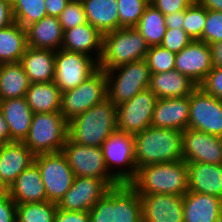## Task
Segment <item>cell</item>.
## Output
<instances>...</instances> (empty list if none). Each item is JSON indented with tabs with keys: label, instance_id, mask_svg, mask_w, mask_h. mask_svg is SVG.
<instances>
[{
	"label": "cell",
	"instance_id": "52",
	"mask_svg": "<svg viewBox=\"0 0 222 222\" xmlns=\"http://www.w3.org/2000/svg\"><path fill=\"white\" fill-rule=\"evenodd\" d=\"M196 2L207 10L222 12V0H196Z\"/></svg>",
	"mask_w": 222,
	"mask_h": 222
},
{
	"label": "cell",
	"instance_id": "55",
	"mask_svg": "<svg viewBox=\"0 0 222 222\" xmlns=\"http://www.w3.org/2000/svg\"><path fill=\"white\" fill-rule=\"evenodd\" d=\"M69 2L83 3L85 0H68Z\"/></svg>",
	"mask_w": 222,
	"mask_h": 222
},
{
	"label": "cell",
	"instance_id": "1",
	"mask_svg": "<svg viewBox=\"0 0 222 222\" xmlns=\"http://www.w3.org/2000/svg\"><path fill=\"white\" fill-rule=\"evenodd\" d=\"M135 162L142 166L183 160L182 131L149 126L134 135Z\"/></svg>",
	"mask_w": 222,
	"mask_h": 222
},
{
	"label": "cell",
	"instance_id": "20",
	"mask_svg": "<svg viewBox=\"0 0 222 222\" xmlns=\"http://www.w3.org/2000/svg\"><path fill=\"white\" fill-rule=\"evenodd\" d=\"M222 212V199L187 191L183 195L184 222H217Z\"/></svg>",
	"mask_w": 222,
	"mask_h": 222
},
{
	"label": "cell",
	"instance_id": "3",
	"mask_svg": "<svg viewBox=\"0 0 222 222\" xmlns=\"http://www.w3.org/2000/svg\"><path fill=\"white\" fill-rule=\"evenodd\" d=\"M130 185L138 195L177 194L188 191V166L184 160L142 166Z\"/></svg>",
	"mask_w": 222,
	"mask_h": 222
},
{
	"label": "cell",
	"instance_id": "9",
	"mask_svg": "<svg viewBox=\"0 0 222 222\" xmlns=\"http://www.w3.org/2000/svg\"><path fill=\"white\" fill-rule=\"evenodd\" d=\"M62 153L75 177L102 178L111 188L120 184L109 173L101 147L85 146L67 138Z\"/></svg>",
	"mask_w": 222,
	"mask_h": 222
},
{
	"label": "cell",
	"instance_id": "39",
	"mask_svg": "<svg viewBox=\"0 0 222 222\" xmlns=\"http://www.w3.org/2000/svg\"><path fill=\"white\" fill-rule=\"evenodd\" d=\"M63 32L78 25L88 23L83 3L69 2L58 16Z\"/></svg>",
	"mask_w": 222,
	"mask_h": 222
},
{
	"label": "cell",
	"instance_id": "53",
	"mask_svg": "<svg viewBox=\"0 0 222 222\" xmlns=\"http://www.w3.org/2000/svg\"><path fill=\"white\" fill-rule=\"evenodd\" d=\"M6 1L8 4H10L11 6L14 5V3L17 1V0H4Z\"/></svg>",
	"mask_w": 222,
	"mask_h": 222
},
{
	"label": "cell",
	"instance_id": "19",
	"mask_svg": "<svg viewBox=\"0 0 222 222\" xmlns=\"http://www.w3.org/2000/svg\"><path fill=\"white\" fill-rule=\"evenodd\" d=\"M189 123V96L158 98L154 107L151 126L183 131Z\"/></svg>",
	"mask_w": 222,
	"mask_h": 222
},
{
	"label": "cell",
	"instance_id": "34",
	"mask_svg": "<svg viewBox=\"0 0 222 222\" xmlns=\"http://www.w3.org/2000/svg\"><path fill=\"white\" fill-rule=\"evenodd\" d=\"M57 209L50 201L17 204L16 222H53Z\"/></svg>",
	"mask_w": 222,
	"mask_h": 222
},
{
	"label": "cell",
	"instance_id": "31",
	"mask_svg": "<svg viewBox=\"0 0 222 222\" xmlns=\"http://www.w3.org/2000/svg\"><path fill=\"white\" fill-rule=\"evenodd\" d=\"M27 47L26 29L17 22L0 29V64L20 62Z\"/></svg>",
	"mask_w": 222,
	"mask_h": 222
},
{
	"label": "cell",
	"instance_id": "32",
	"mask_svg": "<svg viewBox=\"0 0 222 222\" xmlns=\"http://www.w3.org/2000/svg\"><path fill=\"white\" fill-rule=\"evenodd\" d=\"M30 81L20 62L0 64V101L25 97Z\"/></svg>",
	"mask_w": 222,
	"mask_h": 222
},
{
	"label": "cell",
	"instance_id": "43",
	"mask_svg": "<svg viewBox=\"0 0 222 222\" xmlns=\"http://www.w3.org/2000/svg\"><path fill=\"white\" fill-rule=\"evenodd\" d=\"M199 87L205 93L222 100V68L213 67Z\"/></svg>",
	"mask_w": 222,
	"mask_h": 222
},
{
	"label": "cell",
	"instance_id": "42",
	"mask_svg": "<svg viewBox=\"0 0 222 222\" xmlns=\"http://www.w3.org/2000/svg\"><path fill=\"white\" fill-rule=\"evenodd\" d=\"M193 40L185 32L184 29H166L160 46L178 54L184 47L190 44Z\"/></svg>",
	"mask_w": 222,
	"mask_h": 222
},
{
	"label": "cell",
	"instance_id": "50",
	"mask_svg": "<svg viewBox=\"0 0 222 222\" xmlns=\"http://www.w3.org/2000/svg\"><path fill=\"white\" fill-rule=\"evenodd\" d=\"M213 67L222 68V41L210 45Z\"/></svg>",
	"mask_w": 222,
	"mask_h": 222
},
{
	"label": "cell",
	"instance_id": "44",
	"mask_svg": "<svg viewBox=\"0 0 222 222\" xmlns=\"http://www.w3.org/2000/svg\"><path fill=\"white\" fill-rule=\"evenodd\" d=\"M150 4L165 16L178 11H185L192 2L190 0H150Z\"/></svg>",
	"mask_w": 222,
	"mask_h": 222
},
{
	"label": "cell",
	"instance_id": "13",
	"mask_svg": "<svg viewBox=\"0 0 222 222\" xmlns=\"http://www.w3.org/2000/svg\"><path fill=\"white\" fill-rule=\"evenodd\" d=\"M157 96L149 89L117 106V129L132 135L151 126Z\"/></svg>",
	"mask_w": 222,
	"mask_h": 222
},
{
	"label": "cell",
	"instance_id": "10",
	"mask_svg": "<svg viewBox=\"0 0 222 222\" xmlns=\"http://www.w3.org/2000/svg\"><path fill=\"white\" fill-rule=\"evenodd\" d=\"M92 58L62 48L56 51L53 82L62 93L76 88L99 69V62Z\"/></svg>",
	"mask_w": 222,
	"mask_h": 222
},
{
	"label": "cell",
	"instance_id": "8",
	"mask_svg": "<svg viewBox=\"0 0 222 222\" xmlns=\"http://www.w3.org/2000/svg\"><path fill=\"white\" fill-rule=\"evenodd\" d=\"M106 98V76L104 70L99 68L79 86L62 93L60 113L69 122Z\"/></svg>",
	"mask_w": 222,
	"mask_h": 222
},
{
	"label": "cell",
	"instance_id": "16",
	"mask_svg": "<svg viewBox=\"0 0 222 222\" xmlns=\"http://www.w3.org/2000/svg\"><path fill=\"white\" fill-rule=\"evenodd\" d=\"M212 51L210 45L195 40L184 47L175 57V70L187 76L199 86L212 70Z\"/></svg>",
	"mask_w": 222,
	"mask_h": 222
},
{
	"label": "cell",
	"instance_id": "11",
	"mask_svg": "<svg viewBox=\"0 0 222 222\" xmlns=\"http://www.w3.org/2000/svg\"><path fill=\"white\" fill-rule=\"evenodd\" d=\"M34 163L40 171L47 201L58 203L71 188L75 177L66 157L62 151L41 153L35 155Z\"/></svg>",
	"mask_w": 222,
	"mask_h": 222
},
{
	"label": "cell",
	"instance_id": "33",
	"mask_svg": "<svg viewBox=\"0 0 222 222\" xmlns=\"http://www.w3.org/2000/svg\"><path fill=\"white\" fill-rule=\"evenodd\" d=\"M135 29L144 37L149 46L160 45L167 29L165 16L149 4Z\"/></svg>",
	"mask_w": 222,
	"mask_h": 222
},
{
	"label": "cell",
	"instance_id": "17",
	"mask_svg": "<svg viewBox=\"0 0 222 222\" xmlns=\"http://www.w3.org/2000/svg\"><path fill=\"white\" fill-rule=\"evenodd\" d=\"M139 196L142 222H184L183 196L177 194Z\"/></svg>",
	"mask_w": 222,
	"mask_h": 222
},
{
	"label": "cell",
	"instance_id": "45",
	"mask_svg": "<svg viewBox=\"0 0 222 222\" xmlns=\"http://www.w3.org/2000/svg\"><path fill=\"white\" fill-rule=\"evenodd\" d=\"M17 204L11 196L5 192L0 196V222H16Z\"/></svg>",
	"mask_w": 222,
	"mask_h": 222
},
{
	"label": "cell",
	"instance_id": "2",
	"mask_svg": "<svg viewBox=\"0 0 222 222\" xmlns=\"http://www.w3.org/2000/svg\"><path fill=\"white\" fill-rule=\"evenodd\" d=\"M117 106L108 98L68 122V138L85 146L101 147L117 129Z\"/></svg>",
	"mask_w": 222,
	"mask_h": 222
},
{
	"label": "cell",
	"instance_id": "56",
	"mask_svg": "<svg viewBox=\"0 0 222 222\" xmlns=\"http://www.w3.org/2000/svg\"><path fill=\"white\" fill-rule=\"evenodd\" d=\"M217 222H222V212H221L220 218Z\"/></svg>",
	"mask_w": 222,
	"mask_h": 222
},
{
	"label": "cell",
	"instance_id": "30",
	"mask_svg": "<svg viewBox=\"0 0 222 222\" xmlns=\"http://www.w3.org/2000/svg\"><path fill=\"white\" fill-rule=\"evenodd\" d=\"M25 98L33 113L60 112L62 92L53 81L30 83Z\"/></svg>",
	"mask_w": 222,
	"mask_h": 222
},
{
	"label": "cell",
	"instance_id": "49",
	"mask_svg": "<svg viewBox=\"0 0 222 222\" xmlns=\"http://www.w3.org/2000/svg\"><path fill=\"white\" fill-rule=\"evenodd\" d=\"M185 11H178L165 15V24L167 29H183Z\"/></svg>",
	"mask_w": 222,
	"mask_h": 222
},
{
	"label": "cell",
	"instance_id": "14",
	"mask_svg": "<svg viewBox=\"0 0 222 222\" xmlns=\"http://www.w3.org/2000/svg\"><path fill=\"white\" fill-rule=\"evenodd\" d=\"M110 189L102 178L74 177L71 188L59 200L57 208L89 212Z\"/></svg>",
	"mask_w": 222,
	"mask_h": 222
},
{
	"label": "cell",
	"instance_id": "15",
	"mask_svg": "<svg viewBox=\"0 0 222 222\" xmlns=\"http://www.w3.org/2000/svg\"><path fill=\"white\" fill-rule=\"evenodd\" d=\"M183 160L222 164V137L187 128L182 131Z\"/></svg>",
	"mask_w": 222,
	"mask_h": 222
},
{
	"label": "cell",
	"instance_id": "48",
	"mask_svg": "<svg viewBox=\"0 0 222 222\" xmlns=\"http://www.w3.org/2000/svg\"><path fill=\"white\" fill-rule=\"evenodd\" d=\"M69 3L68 0H45L47 16L58 17Z\"/></svg>",
	"mask_w": 222,
	"mask_h": 222
},
{
	"label": "cell",
	"instance_id": "36",
	"mask_svg": "<svg viewBox=\"0 0 222 222\" xmlns=\"http://www.w3.org/2000/svg\"><path fill=\"white\" fill-rule=\"evenodd\" d=\"M119 28H135L150 0H117Z\"/></svg>",
	"mask_w": 222,
	"mask_h": 222
},
{
	"label": "cell",
	"instance_id": "57",
	"mask_svg": "<svg viewBox=\"0 0 222 222\" xmlns=\"http://www.w3.org/2000/svg\"><path fill=\"white\" fill-rule=\"evenodd\" d=\"M3 144L4 143L0 141V151H1V148H2Z\"/></svg>",
	"mask_w": 222,
	"mask_h": 222
},
{
	"label": "cell",
	"instance_id": "6",
	"mask_svg": "<svg viewBox=\"0 0 222 222\" xmlns=\"http://www.w3.org/2000/svg\"><path fill=\"white\" fill-rule=\"evenodd\" d=\"M68 138V121L60 112L34 113L23 143L35 154L62 151Z\"/></svg>",
	"mask_w": 222,
	"mask_h": 222
},
{
	"label": "cell",
	"instance_id": "5",
	"mask_svg": "<svg viewBox=\"0 0 222 222\" xmlns=\"http://www.w3.org/2000/svg\"><path fill=\"white\" fill-rule=\"evenodd\" d=\"M103 70L107 81V98L116 106L149 87L151 70L145 59Z\"/></svg>",
	"mask_w": 222,
	"mask_h": 222
},
{
	"label": "cell",
	"instance_id": "40",
	"mask_svg": "<svg viewBox=\"0 0 222 222\" xmlns=\"http://www.w3.org/2000/svg\"><path fill=\"white\" fill-rule=\"evenodd\" d=\"M201 41L208 45L222 41V12L207 10Z\"/></svg>",
	"mask_w": 222,
	"mask_h": 222
},
{
	"label": "cell",
	"instance_id": "23",
	"mask_svg": "<svg viewBox=\"0 0 222 222\" xmlns=\"http://www.w3.org/2000/svg\"><path fill=\"white\" fill-rule=\"evenodd\" d=\"M0 108L9 128L10 142H23L29 133L34 114L26 98H10L0 101Z\"/></svg>",
	"mask_w": 222,
	"mask_h": 222
},
{
	"label": "cell",
	"instance_id": "51",
	"mask_svg": "<svg viewBox=\"0 0 222 222\" xmlns=\"http://www.w3.org/2000/svg\"><path fill=\"white\" fill-rule=\"evenodd\" d=\"M0 141L3 143H10L9 128L1 108H0Z\"/></svg>",
	"mask_w": 222,
	"mask_h": 222
},
{
	"label": "cell",
	"instance_id": "22",
	"mask_svg": "<svg viewBox=\"0 0 222 222\" xmlns=\"http://www.w3.org/2000/svg\"><path fill=\"white\" fill-rule=\"evenodd\" d=\"M6 192L16 204L47 201L45 186L35 163L20 173Z\"/></svg>",
	"mask_w": 222,
	"mask_h": 222
},
{
	"label": "cell",
	"instance_id": "28",
	"mask_svg": "<svg viewBox=\"0 0 222 222\" xmlns=\"http://www.w3.org/2000/svg\"><path fill=\"white\" fill-rule=\"evenodd\" d=\"M113 222H142L141 199L130 184L113 187Z\"/></svg>",
	"mask_w": 222,
	"mask_h": 222
},
{
	"label": "cell",
	"instance_id": "18",
	"mask_svg": "<svg viewBox=\"0 0 222 222\" xmlns=\"http://www.w3.org/2000/svg\"><path fill=\"white\" fill-rule=\"evenodd\" d=\"M35 154L23 143H4L0 151V184L7 191L15 179L34 163Z\"/></svg>",
	"mask_w": 222,
	"mask_h": 222
},
{
	"label": "cell",
	"instance_id": "12",
	"mask_svg": "<svg viewBox=\"0 0 222 222\" xmlns=\"http://www.w3.org/2000/svg\"><path fill=\"white\" fill-rule=\"evenodd\" d=\"M188 128L222 137V100L198 86L189 96Z\"/></svg>",
	"mask_w": 222,
	"mask_h": 222
},
{
	"label": "cell",
	"instance_id": "37",
	"mask_svg": "<svg viewBox=\"0 0 222 222\" xmlns=\"http://www.w3.org/2000/svg\"><path fill=\"white\" fill-rule=\"evenodd\" d=\"M175 57V53L157 45L149 47L145 60L151 70V74L164 73L175 70Z\"/></svg>",
	"mask_w": 222,
	"mask_h": 222
},
{
	"label": "cell",
	"instance_id": "46",
	"mask_svg": "<svg viewBox=\"0 0 222 222\" xmlns=\"http://www.w3.org/2000/svg\"><path fill=\"white\" fill-rule=\"evenodd\" d=\"M53 222H90L89 212L57 209Z\"/></svg>",
	"mask_w": 222,
	"mask_h": 222
},
{
	"label": "cell",
	"instance_id": "35",
	"mask_svg": "<svg viewBox=\"0 0 222 222\" xmlns=\"http://www.w3.org/2000/svg\"><path fill=\"white\" fill-rule=\"evenodd\" d=\"M12 13L14 21L26 28L47 16L45 0H17L12 6Z\"/></svg>",
	"mask_w": 222,
	"mask_h": 222
},
{
	"label": "cell",
	"instance_id": "25",
	"mask_svg": "<svg viewBox=\"0 0 222 222\" xmlns=\"http://www.w3.org/2000/svg\"><path fill=\"white\" fill-rule=\"evenodd\" d=\"M103 35L89 23L64 31L62 49L91 56L92 50L99 62L102 56ZM98 51V52H97ZM97 52V53H96Z\"/></svg>",
	"mask_w": 222,
	"mask_h": 222
},
{
	"label": "cell",
	"instance_id": "41",
	"mask_svg": "<svg viewBox=\"0 0 222 222\" xmlns=\"http://www.w3.org/2000/svg\"><path fill=\"white\" fill-rule=\"evenodd\" d=\"M90 222H113V187L89 211Z\"/></svg>",
	"mask_w": 222,
	"mask_h": 222
},
{
	"label": "cell",
	"instance_id": "29",
	"mask_svg": "<svg viewBox=\"0 0 222 222\" xmlns=\"http://www.w3.org/2000/svg\"><path fill=\"white\" fill-rule=\"evenodd\" d=\"M87 22L102 35L119 28L117 0H85Z\"/></svg>",
	"mask_w": 222,
	"mask_h": 222
},
{
	"label": "cell",
	"instance_id": "38",
	"mask_svg": "<svg viewBox=\"0 0 222 222\" xmlns=\"http://www.w3.org/2000/svg\"><path fill=\"white\" fill-rule=\"evenodd\" d=\"M207 18V9L197 2L192 3L185 10L183 29L193 41H201V36Z\"/></svg>",
	"mask_w": 222,
	"mask_h": 222
},
{
	"label": "cell",
	"instance_id": "7",
	"mask_svg": "<svg viewBox=\"0 0 222 222\" xmlns=\"http://www.w3.org/2000/svg\"><path fill=\"white\" fill-rule=\"evenodd\" d=\"M134 135L116 129L103 142L101 148L104 161L109 173L120 183L130 184L137 175L138 169L135 162ZM126 166L118 171L112 166ZM112 170V172H111ZM114 171V172H113Z\"/></svg>",
	"mask_w": 222,
	"mask_h": 222
},
{
	"label": "cell",
	"instance_id": "26",
	"mask_svg": "<svg viewBox=\"0 0 222 222\" xmlns=\"http://www.w3.org/2000/svg\"><path fill=\"white\" fill-rule=\"evenodd\" d=\"M55 53L56 51L50 49L27 47L20 63L30 83L53 81L55 73Z\"/></svg>",
	"mask_w": 222,
	"mask_h": 222
},
{
	"label": "cell",
	"instance_id": "4",
	"mask_svg": "<svg viewBox=\"0 0 222 222\" xmlns=\"http://www.w3.org/2000/svg\"><path fill=\"white\" fill-rule=\"evenodd\" d=\"M144 37L135 28H118L103 34L100 69H112L145 59L149 50Z\"/></svg>",
	"mask_w": 222,
	"mask_h": 222
},
{
	"label": "cell",
	"instance_id": "21",
	"mask_svg": "<svg viewBox=\"0 0 222 222\" xmlns=\"http://www.w3.org/2000/svg\"><path fill=\"white\" fill-rule=\"evenodd\" d=\"M188 191L222 199V164L187 163Z\"/></svg>",
	"mask_w": 222,
	"mask_h": 222
},
{
	"label": "cell",
	"instance_id": "24",
	"mask_svg": "<svg viewBox=\"0 0 222 222\" xmlns=\"http://www.w3.org/2000/svg\"><path fill=\"white\" fill-rule=\"evenodd\" d=\"M25 29L28 47L53 51L61 49L64 32L58 17L44 16L40 21L30 24Z\"/></svg>",
	"mask_w": 222,
	"mask_h": 222
},
{
	"label": "cell",
	"instance_id": "27",
	"mask_svg": "<svg viewBox=\"0 0 222 222\" xmlns=\"http://www.w3.org/2000/svg\"><path fill=\"white\" fill-rule=\"evenodd\" d=\"M187 76L177 70L151 74L149 89L157 98L186 97L197 88Z\"/></svg>",
	"mask_w": 222,
	"mask_h": 222
},
{
	"label": "cell",
	"instance_id": "47",
	"mask_svg": "<svg viewBox=\"0 0 222 222\" xmlns=\"http://www.w3.org/2000/svg\"><path fill=\"white\" fill-rule=\"evenodd\" d=\"M12 6L4 0H0V29L14 23Z\"/></svg>",
	"mask_w": 222,
	"mask_h": 222
},
{
	"label": "cell",
	"instance_id": "54",
	"mask_svg": "<svg viewBox=\"0 0 222 222\" xmlns=\"http://www.w3.org/2000/svg\"><path fill=\"white\" fill-rule=\"evenodd\" d=\"M6 190L3 188V186L0 184V196L4 194Z\"/></svg>",
	"mask_w": 222,
	"mask_h": 222
}]
</instances>
